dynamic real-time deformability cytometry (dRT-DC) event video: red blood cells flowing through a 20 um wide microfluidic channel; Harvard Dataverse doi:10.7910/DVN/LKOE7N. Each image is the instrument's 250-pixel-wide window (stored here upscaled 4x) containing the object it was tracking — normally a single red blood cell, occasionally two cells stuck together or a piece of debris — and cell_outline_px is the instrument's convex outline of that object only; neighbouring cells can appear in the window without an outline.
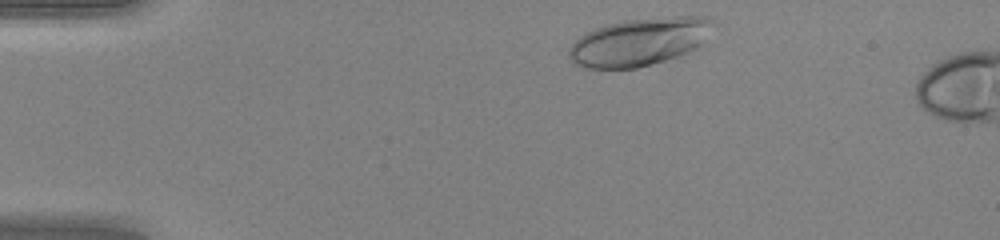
{"species": "human", "species_latin": "Homo sapiens", "temperature_condition": "warm", "stored_images_in_passage": 6, "camera_frame_rate_fps": 3000, "um_per_image_px": 0.085, "donor": {"sex": "female"}, "frame": {"image": 1, "passage_image": 2, "time_ms": 0.333, "image_size_px": [1000, 240], "cell_outline_px": [[716, 20], [700, 44], [696, 48], [680, 56], [652, 64], [636, 68], [584, 68], [576, 64], [568, 56], [568, 52], [572, 44], [580, 36], [596, 28], [608, 24], [624, 20], [676, 16], [708, 16]], "centroid_in_image_um": [54.36, 3.55], "position_along_channel_um": 30.6, "area_um2": 39.94}}